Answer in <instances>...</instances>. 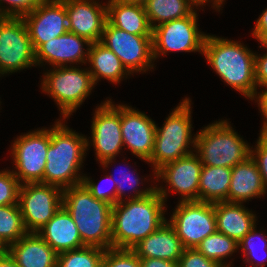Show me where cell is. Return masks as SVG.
Instances as JSON below:
<instances>
[{
    "label": "cell",
    "instance_id": "52a82bcc",
    "mask_svg": "<svg viewBox=\"0 0 267 267\" xmlns=\"http://www.w3.org/2000/svg\"><path fill=\"white\" fill-rule=\"evenodd\" d=\"M42 91L51 95L65 119L80 107L95 84L88 70L74 66L54 67L44 74Z\"/></svg>",
    "mask_w": 267,
    "mask_h": 267
},
{
    "label": "cell",
    "instance_id": "7dc6e473",
    "mask_svg": "<svg viewBox=\"0 0 267 267\" xmlns=\"http://www.w3.org/2000/svg\"><path fill=\"white\" fill-rule=\"evenodd\" d=\"M121 1L130 3V4H139L143 6L148 2V0H121Z\"/></svg>",
    "mask_w": 267,
    "mask_h": 267
},
{
    "label": "cell",
    "instance_id": "5b68a950",
    "mask_svg": "<svg viewBox=\"0 0 267 267\" xmlns=\"http://www.w3.org/2000/svg\"><path fill=\"white\" fill-rule=\"evenodd\" d=\"M191 100L183 99L172 110L163 126L156 125L154 148L148 163H152L155 172L167 163L176 161L193 153L189 145L195 148L196 138H192Z\"/></svg>",
    "mask_w": 267,
    "mask_h": 267
},
{
    "label": "cell",
    "instance_id": "f6af8a7d",
    "mask_svg": "<svg viewBox=\"0 0 267 267\" xmlns=\"http://www.w3.org/2000/svg\"><path fill=\"white\" fill-rule=\"evenodd\" d=\"M190 3L193 5V6H196L198 7L199 6H202V5H206L205 3L206 2H209V0H189ZM213 1V8L216 7L217 10L221 7V5L223 4L224 0H211Z\"/></svg>",
    "mask_w": 267,
    "mask_h": 267
},
{
    "label": "cell",
    "instance_id": "cb8c5ba5",
    "mask_svg": "<svg viewBox=\"0 0 267 267\" xmlns=\"http://www.w3.org/2000/svg\"><path fill=\"white\" fill-rule=\"evenodd\" d=\"M216 229L238 243L256 226V215L242 203H214Z\"/></svg>",
    "mask_w": 267,
    "mask_h": 267
},
{
    "label": "cell",
    "instance_id": "1f68e13d",
    "mask_svg": "<svg viewBox=\"0 0 267 267\" xmlns=\"http://www.w3.org/2000/svg\"><path fill=\"white\" fill-rule=\"evenodd\" d=\"M255 228H256V226L248 232V234L238 243V246H239V248L242 247L241 250H242V252H244L243 253L244 256H246L245 257L246 259H244L243 262H246V263L248 262L249 263L248 267H258V266L264 267L265 263H263V262L267 260V238H265L266 236H264V234L262 232H260V233L257 232V230ZM259 236L262 237L260 239L263 240L262 244L261 245L259 244L260 248H259V246H257L258 244L255 243L256 240L259 238ZM261 248H263L262 250L265 251L264 252L265 257H263V258L260 257L262 262H259V264H258L255 262L259 258L258 256H256L257 251H258L256 249H261ZM259 261H260V259H259Z\"/></svg>",
    "mask_w": 267,
    "mask_h": 267
},
{
    "label": "cell",
    "instance_id": "9a60e30c",
    "mask_svg": "<svg viewBox=\"0 0 267 267\" xmlns=\"http://www.w3.org/2000/svg\"><path fill=\"white\" fill-rule=\"evenodd\" d=\"M36 51L45 42L68 32V17L61 0H44L30 13L22 17Z\"/></svg>",
    "mask_w": 267,
    "mask_h": 267
},
{
    "label": "cell",
    "instance_id": "277c9868",
    "mask_svg": "<svg viewBox=\"0 0 267 267\" xmlns=\"http://www.w3.org/2000/svg\"><path fill=\"white\" fill-rule=\"evenodd\" d=\"M62 206L71 215L86 246L111 248L112 205L96 199L79 184L63 190Z\"/></svg>",
    "mask_w": 267,
    "mask_h": 267
},
{
    "label": "cell",
    "instance_id": "ba28073f",
    "mask_svg": "<svg viewBox=\"0 0 267 267\" xmlns=\"http://www.w3.org/2000/svg\"><path fill=\"white\" fill-rule=\"evenodd\" d=\"M63 190L50 184H21L18 205L28 233L40 231L62 207Z\"/></svg>",
    "mask_w": 267,
    "mask_h": 267
},
{
    "label": "cell",
    "instance_id": "4dcf8cb0",
    "mask_svg": "<svg viewBox=\"0 0 267 267\" xmlns=\"http://www.w3.org/2000/svg\"><path fill=\"white\" fill-rule=\"evenodd\" d=\"M105 249L84 246L58 254L57 267H99Z\"/></svg>",
    "mask_w": 267,
    "mask_h": 267
},
{
    "label": "cell",
    "instance_id": "8d00e7d4",
    "mask_svg": "<svg viewBox=\"0 0 267 267\" xmlns=\"http://www.w3.org/2000/svg\"><path fill=\"white\" fill-rule=\"evenodd\" d=\"M178 267H221L214 260L206 258L196 248H185L178 260Z\"/></svg>",
    "mask_w": 267,
    "mask_h": 267
},
{
    "label": "cell",
    "instance_id": "30bf717a",
    "mask_svg": "<svg viewBox=\"0 0 267 267\" xmlns=\"http://www.w3.org/2000/svg\"><path fill=\"white\" fill-rule=\"evenodd\" d=\"M176 207L168 222L174 227L184 248H196L217 230L214 203L180 201Z\"/></svg>",
    "mask_w": 267,
    "mask_h": 267
},
{
    "label": "cell",
    "instance_id": "7a4b0ae2",
    "mask_svg": "<svg viewBox=\"0 0 267 267\" xmlns=\"http://www.w3.org/2000/svg\"><path fill=\"white\" fill-rule=\"evenodd\" d=\"M87 137L72 131L60 120L50 129L43 183L62 190L82 184L78 174L89 146Z\"/></svg>",
    "mask_w": 267,
    "mask_h": 267
},
{
    "label": "cell",
    "instance_id": "8fae6325",
    "mask_svg": "<svg viewBox=\"0 0 267 267\" xmlns=\"http://www.w3.org/2000/svg\"><path fill=\"white\" fill-rule=\"evenodd\" d=\"M105 47L112 50L126 70L132 74L134 72H146L153 58L152 36H141L127 33L126 31L113 26L106 21L100 40Z\"/></svg>",
    "mask_w": 267,
    "mask_h": 267
},
{
    "label": "cell",
    "instance_id": "5bb4252c",
    "mask_svg": "<svg viewBox=\"0 0 267 267\" xmlns=\"http://www.w3.org/2000/svg\"><path fill=\"white\" fill-rule=\"evenodd\" d=\"M91 125V141L96 151V159L104 167L112 163L124 146L121 134V105L110 100L96 109Z\"/></svg>",
    "mask_w": 267,
    "mask_h": 267
},
{
    "label": "cell",
    "instance_id": "7402d4cb",
    "mask_svg": "<svg viewBox=\"0 0 267 267\" xmlns=\"http://www.w3.org/2000/svg\"><path fill=\"white\" fill-rule=\"evenodd\" d=\"M8 254L19 267H57L58 254L37 233L10 244Z\"/></svg>",
    "mask_w": 267,
    "mask_h": 267
},
{
    "label": "cell",
    "instance_id": "d6a6232c",
    "mask_svg": "<svg viewBox=\"0 0 267 267\" xmlns=\"http://www.w3.org/2000/svg\"><path fill=\"white\" fill-rule=\"evenodd\" d=\"M99 267H141L140 258L131 249L108 248Z\"/></svg>",
    "mask_w": 267,
    "mask_h": 267
},
{
    "label": "cell",
    "instance_id": "e0dca14e",
    "mask_svg": "<svg viewBox=\"0 0 267 267\" xmlns=\"http://www.w3.org/2000/svg\"><path fill=\"white\" fill-rule=\"evenodd\" d=\"M156 124L144 113L121 104L123 144L138 158L147 162L153 152Z\"/></svg>",
    "mask_w": 267,
    "mask_h": 267
},
{
    "label": "cell",
    "instance_id": "d6986e66",
    "mask_svg": "<svg viewBox=\"0 0 267 267\" xmlns=\"http://www.w3.org/2000/svg\"><path fill=\"white\" fill-rule=\"evenodd\" d=\"M83 44L87 45L84 52ZM91 45L87 39L72 32H67L51 41L45 42L35 51L36 65L48 62L53 67L67 66V63H87L88 49Z\"/></svg>",
    "mask_w": 267,
    "mask_h": 267
},
{
    "label": "cell",
    "instance_id": "9c48e42d",
    "mask_svg": "<svg viewBox=\"0 0 267 267\" xmlns=\"http://www.w3.org/2000/svg\"><path fill=\"white\" fill-rule=\"evenodd\" d=\"M36 65L26 23L22 17H0V74Z\"/></svg>",
    "mask_w": 267,
    "mask_h": 267
},
{
    "label": "cell",
    "instance_id": "d4e9b609",
    "mask_svg": "<svg viewBox=\"0 0 267 267\" xmlns=\"http://www.w3.org/2000/svg\"><path fill=\"white\" fill-rule=\"evenodd\" d=\"M107 20L115 27L127 33L152 36V27L148 21L145 7L121 0H109L107 3Z\"/></svg>",
    "mask_w": 267,
    "mask_h": 267
},
{
    "label": "cell",
    "instance_id": "bcb514c9",
    "mask_svg": "<svg viewBox=\"0 0 267 267\" xmlns=\"http://www.w3.org/2000/svg\"><path fill=\"white\" fill-rule=\"evenodd\" d=\"M8 253V246L0 239V257Z\"/></svg>",
    "mask_w": 267,
    "mask_h": 267
},
{
    "label": "cell",
    "instance_id": "2e32d148",
    "mask_svg": "<svg viewBox=\"0 0 267 267\" xmlns=\"http://www.w3.org/2000/svg\"><path fill=\"white\" fill-rule=\"evenodd\" d=\"M203 164L198 154L191 153L162 166L155 172L157 181L163 179L169 189L181 194V201H199L200 173Z\"/></svg>",
    "mask_w": 267,
    "mask_h": 267
},
{
    "label": "cell",
    "instance_id": "484cf974",
    "mask_svg": "<svg viewBox=\"0 0 267 267\" xmlns=\"http://www.w3.org/2000/svg\"><path fill=\"white\" fill-rule=\"evenodd\" d=\"M88 52V62L92 65L89 72L94 84H97L100 78L117 84L125 75L126 78L130 75L118 56L102 43H91Z\"/></svg>",
    "mask_w": 267,
    "mask_h": 267
},
{
    "label": "cell",
    "instance_id": "7c38bea8",
    "mask_svg": "<svg viewBox=\"0 0 267 267\" xmlns=\"http://www.w3.org/2000/svg\"><path fill=\"white\" fill-rule=\"evenodd\" d=\"M50 143V129H41L17 137L12 144L14 175L20 184L43 183L46 156ZM22 181V182H21Z\"/></svg>",
    "mask_w": 267,
    "mask_h": 267
},
{
    "label": "cell",
    "instance_id": "3957f363",
    "mask_svg": "<svg viewBox=\"0 0 267 267\" xmlns=\"http://www.w3.org/2000/svg\"><path fill=\"white\" fill-rule=\"evenodd\" d=\"M244 46L238 41L206 35L203 55L224 82L253 100L257 93L255 53Z\"/></svg>",
    "mask_w": 267,
    "mask_h": 267
},
{
    "label": "cell",
    "instance_id": "b9f144b4",
    "mask_svg": "<svg viewBox=\"0 0 267 267\" xmlns=\"http://www.w3.org/2000/svg\"><path fill=\"white\" fill-rule=\"evenodd\" d=\"M266 89L263 90L261 93H256L255 96L253 97V100H256L258 105L260 106L259 108L261 109L260 112H262V115L264 116V123L262 126V130L260 131V135L262 136H267V86H264Z\"/></svg>",
    "mask_w": 267,
    "mask_h": 267
},
{
    "label": "cell",
    "instance_id": "f35d334b",
    "mask_svg": "<svg viewBox=\"0 0 267 267\" xmlns=\"http://www.w3.org/2000/svg\"><path fill=\"white\" fill-rule=\"evenodd\" d=\"M106 179H108V181L113 180L111 175L106 176ZM82 184L96 199L103 200L112 206L116 204V187H114L112 192L109 191L107 192L106 189H104L101 184L100 186L98 183L97 184L94 183L93 180H90V177L84 175L82 179Z\"/></svg>",
    "mask_w": 267,
    "mask_h": 267
},
{
    "label": "cell",
    "instance_id": "e575fe53",
    "mask_svg": "<svg viewBox=\"0 0 267 267\" xmlns=\"http://www.w3.org/2000/svg\"><path fill=\"white\" fill-rule=\"evenodd\" d=\"M132 175L130 176L129 173L123 171L121 172V174L119 175L121 177V182H119L118 180H116L114 178V176L111 174L112 176V181L114 182V186L116 187V203L123 201V196H125L124 194H126L125 190H124V186L127 184V186L129 185V188L134 191V194L132 196H128L129 199L131 197V199H136V198H142L144 196H147L149 194H151L156 187H149L144 189H138L137 186H139L140 184V179L137 178L135 175H133V173H131ZM136 185V187H135ZM128 188V187H127ZM128 188V189H129ZM141 190V191H140ZM143 190V191H142Z\"/></svg>",
    "mask_w": 267,
    "mask_h": 267
},
{
    "label": "cell",
    "instance_id": "83f0119b",
    "mask_svg": "<svg viewBox=\"0 0 267 267\" xmlns=\"http://www.w3.org/2000/svg\"><path fill=\"white\" fill-rule=\"evenodd\" d=\"M144 7L152 29L162 23L189 16L196 11L193 10L194 6L189 0H148Z\"/></svg>",
    "mask_w": 267,
    "mask_h": 267
},
{
    "label": "cell",
    "instance_id": "ee69618b",
    "mask_svg": "<svg viewBox=\"0 0 267 267\" xmlns=\"http://www.w3.org/2000/svg\"><path fill=\"white\" fill-rule=\"evenodd\" d=\"M0 267H19L14 259L7 253L0 257Z\"/></svg>",
    "mask_w": 267,
    "mask_h": 267
},
{
    "label": "cell",
    "instance_id": "ffe728a7",
    "mask_svg": "<svg viewBox=\"0 0 267 267\" xmlns=\"http://www.w3.org/2000/svg\"><path fill=\"white\" fill-rule=\"evenodd\" d=\"M184 249L174 227L166 221L131 250L140 259L156 258L178 262Z\"/></svg>",
    "mask_w": 267,
    "mask_h": 267
},
{
    "label": "cell",
    "instance_id": "ac0fdd59",
    "mask_svg": "<svg viewBox=\"0 0 267 267\" xmlns=\"http://www.w3.org/2000/svg\"><path fill=\"white\" fill-rule=\"evenodd\" d=\"M66 7L68 31L87 39L100 42L107 21V5L94 0H61Z\"/></svg>",
    "mask_w": 267,
    "mask_h": 267
},
{
    "label": "cell",
    "instance_id": "6da1fadb",
    "mask_svg": "<svg viewBox=\"0 0 267 267\" xmlns=\"http://www.w3.org/2000/svg\"><path fill=\"white\" fill-rule=\"evenodd\" d=\"M155 187L147 196L112 206L111 248L132 249L167 221L164 205L168 192L162 186Z\"/></svg>",
    "mask_w": 267,
    "mask_h": 267
},
{
    "label": "cell",
    "instance_id": "8992f818",
    "mask_svg": "<svg viewBox=\"0 0 267 267\" xmlns=\"http://www.w3.org/2000/svg\"><path fill=\"white\" fill-rule=\"evenodd\" d=\"M194 136L195 152L205 166L232 168L250 157V146L226 120L216 121Z\"/></svg>",
    "mask_w": 267,
    "mask_h": 267
},
{
    "label": "cell",
    "instance_id": "f546056e",
    "mask_svg": "<svg viewBox=\"0 0 267 267\" xmlns=\"http://www.w3.org/2000/svg\"><path fill=\"white\" fill-rule=\"evenodd\" d=\"M27 233L19 205L0 206V239L9 246Z\"/></svg>",
    "mask_w": 267,
    "mask_h": 267
},
{
    "label": "cell",
    "instance_id": "603a6c76",
    "mask_svg": "<svg viewBox=\"0 0 267 267\" xmlns=\"http://www.w3.org/2000/svg\"><path fill=\"white\" fill-rule=\"evenodd\" d=\"M266 189L255 161L248 157L231 168L228 202L242 203L266 194Z\"/></svg>",
    "mask_w": 267,
    "mask_h": 267
},
{
    "label": "cell",
    "instance_id": "44dd1931",
    "mask_svg": "<svg viewBox=\"0 0 267 267\" xmlns=\"http://www.w3.org/2000/svg\"><path fill=\"white\" fill-rule=\"evenodd\" d=\"M37 234L57 254L86 246L71 215L63 206Z\"/></svg>",
    "mask_w": 267,
    "mask_h": 267
},
{
    "label": "cell",
    "instance_id": "d590c367",
    "mask_svg": "<svg viewBox=\"0 0 267 267\" xmlns=\"http://www.w3.org/2000/svg\"><path fill=\"white\" fill-rule=\"evenodd\" d=\"M6 1L10 5V8L0 7V17H23L24 15L30 13L44 0H0L1 3Z\"/></svg>",
    "mask_w": 267,
    "mask_h": 267
},
{
    "label": "cell",
    "instance_id": "4316f807",
    "mask_svg": "<svg viewBox=\"0 0 267 267\" xmlns=\"http://www.w3.org/2000/svg\"><path fill=\"white\" fill-rule=\"evenodd\" d=\"M231 168L202 166L199 183V201L228 202Z\"/></svg>",
    "mask_w": 267,
    "mask_h": 267
},
{
    "label": "cell",
    "instance_id": "ab89813d",
    "mask_svg": "<svg viewBox=\"0 0 267 267\" xmlns=\"http://www.w3.org/2000/svg\"><path fill=\"white\" fill-rule=\"evenodd\" d=\"M267 48V45H263ZM255 81L257 87L267 86V53L262 57L255 54ZM259 85V86H258Z\"/></svg>",
    "mask_w": 267,
    "mask_h": 267
},
{
    "label": "cell",
    "instance_id": "60d3db41",
    "mask_svg": "<svg viewBox=\"0 0 267 267\" xmlns=\"http://www.w3.org/2000/svg\"><path fill=\"white\" fill-rule=\"evenodd\" d=\"M252 34L262 45H267V9L257 19Z\"/></svg>",
    "mask_w": 267,
    "mask_h": 267
},
{
    "label": "cell",
    "instance_id": "f1b7e54d",
    "mask_svg": "<svg viewBox=\"0 0 267 267\" xmlns=\"http://www.w3.org/2000/svg\"><path fill=\"white\" fill-rule=\"evenodd\" d=\"M238 248L239 246L236 240L229 238L217 230L202 240L196 247L201 254L208 259L214 260L221 267L231 266L225 263L224 259L232 255Z\"/></svg>",
    "mask_w": 267,
    "mask_h": 267
},
{
    "label": "cell",
    "instance_id": "4fadbf2b",
    "mask_svg": "<svg viewBox=\"0 0 267 267\" xmlns=\"http://www.w3.org/2000/svg\"><path fill=\"white\" fill-rule=\"evenodd\" d=\"M197 13L157 25L152 30L153 58L167 52L185 51L203 53L206 35L198 31Z\"/></svg>",
    "mask_w": 267,
    "mask_h": 267
},
{
    "label": "cell",
    "instance_id": "74e56055",
    "mask_svg": "<svg viewBox=\"0 0 267 267\" xmlns=\"http://www.w3.org/2000/svg\"><path fill=\"white\" fill-rule=\"evenodd\" d=\"M250 156L259 169L267 191V136H259L255 150L250 149Z\"/></svg>",
    "mask_w": 267,
    "mask_h": 267
},
{
    "label": "cell",
    "instance_id": "836d02e7",
    "mask_svg": "<svg viewBox=\"0 0 267 267\" xmlns=\"http://www.w3.org/2000/svg\"><path fill=\"white\" fill-rule=\"evenodd\" d=\"M20 185L13 171L0 172V206L18 204Z\"/></svg>",
    "mask_w": 267,
    "mask_h": 267
},
{
    "label": "cell",
    "instance_id": "7bdbcfd3",
    "mask_svg": "<svg viewBox=\"0 0 267 267\" xmlns=\"http://www.w3.org/2000/svg\"><path fill=\"white\" fill-rule=\"evenodd\" d=\"M141 267H178V262L156 258L140 259Z\"/></svg>",
    "mask_w": 267,
    "mask_h": 267
}]
</instances>
